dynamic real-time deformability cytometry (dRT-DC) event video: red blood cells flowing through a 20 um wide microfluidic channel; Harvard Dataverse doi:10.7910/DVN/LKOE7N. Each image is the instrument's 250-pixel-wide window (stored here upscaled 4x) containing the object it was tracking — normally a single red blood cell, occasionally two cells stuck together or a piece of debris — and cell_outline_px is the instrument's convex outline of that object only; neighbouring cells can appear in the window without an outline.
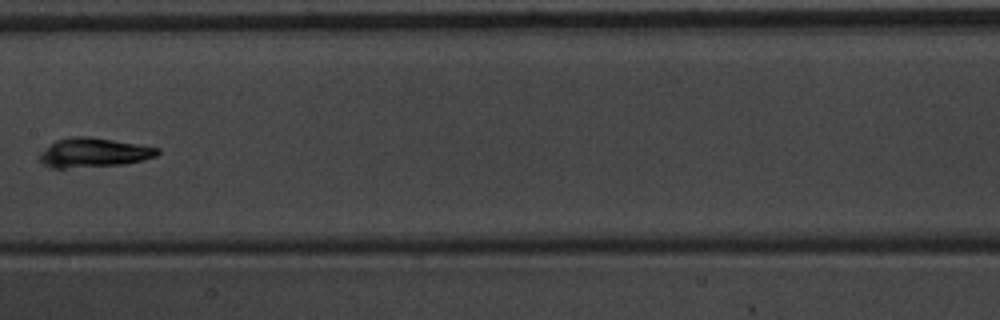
{"species": "common noctule bat (a hibernating species)", "species_latin": "Nyctalus noctula", "temperature_condition": "warm", "stored_images_in_passage": 10, "camera_frame_rate_fps": 3000, "um_per_image_px": 0.085, "animal": {"sex": "male", "body_mass_g": 20.1, "forearm_length_mm": 53.5}, "frame": {"image": 1, "passage_image": 10, "time_ms": 3.0, "image_size_px": [1000, 320], "cell_outline_px": [[160, 152], [156, 156], [144, 160], [124, 164], [64, 168], [52, 168], [40, 164], [40, 152], [56, 140], [72, 136], [88, 136], [160, 148]], "centroid_in_image_um": [7.94, 12.98], "position_along_channel_um": 199.5, "area_um2": 20.06}}